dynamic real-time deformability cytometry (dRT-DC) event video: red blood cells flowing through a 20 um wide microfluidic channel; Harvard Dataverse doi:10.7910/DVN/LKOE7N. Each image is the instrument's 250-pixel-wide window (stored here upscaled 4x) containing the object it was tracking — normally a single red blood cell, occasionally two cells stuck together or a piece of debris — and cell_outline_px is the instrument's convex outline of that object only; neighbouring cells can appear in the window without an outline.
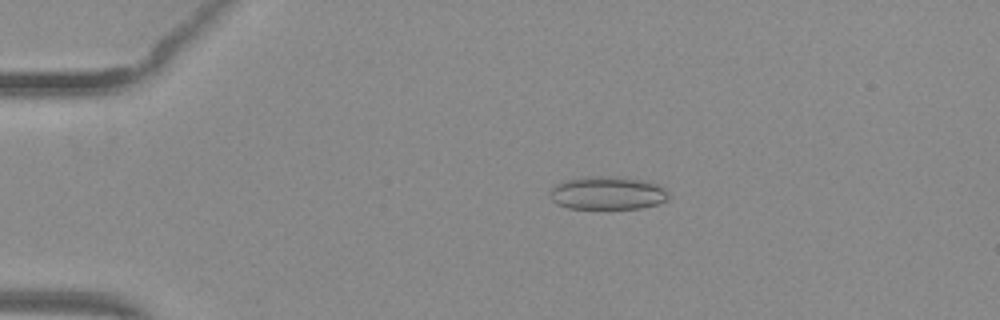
{"species": "common noctule bat (a hibernating species)", "species_latin": "Nyctalus noctula", "temperature_condition": "warm", "stored_images_in_passage": 51, "camera_frame_rate_fps": 3000, "um_per_image_px": 0.085, "animal": {"sex": "female", "body_mass_g": 29.2, "forearm_length_mm": 56.3}, "frame": {"image": 1, "passage_image": 10, "time_ms": 3.0, "image_size_px": [1000, 320], "cell_outline_px": [[668, 200], [656, 204], [640, 208], [568, 208], [556, 204], [552, 200], [552, 188], [556, 184], [568, 180], [588, 176], [640, 180], [656, 184], [664, 188], [668, 192]], "centroid_in_image_um": [51.64, 16.43], "position_along_channel_um": 33.4, "area_um2": 22.2}}
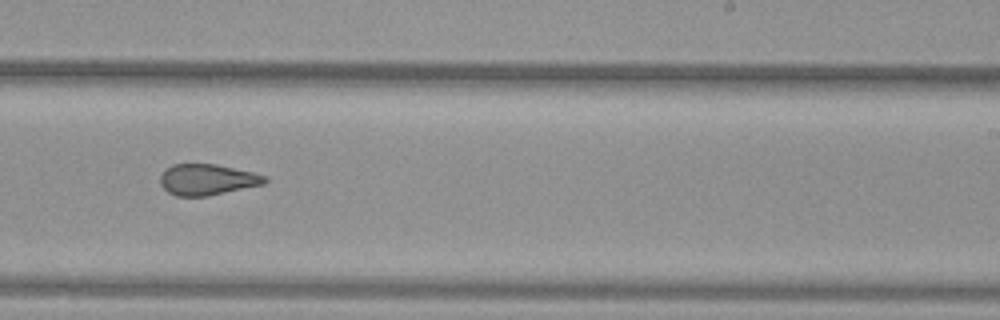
{"frame": {"image": 2, "passage_image": 32, "time_ms": 10.333, "image_size_px": [1000, 320], "cell_outline_px": [[268, 180], [264, 184], [208, 196], [176, 196], [168, 192], [160, 184], [160, 176], [164, 168], [172, 164], [216, 164], [252, 172], [268, 176]], "centroid_in_image_um": [17.6, 15.26], "position_along_channel_um": 271.4, "area_um2": 19.02}}
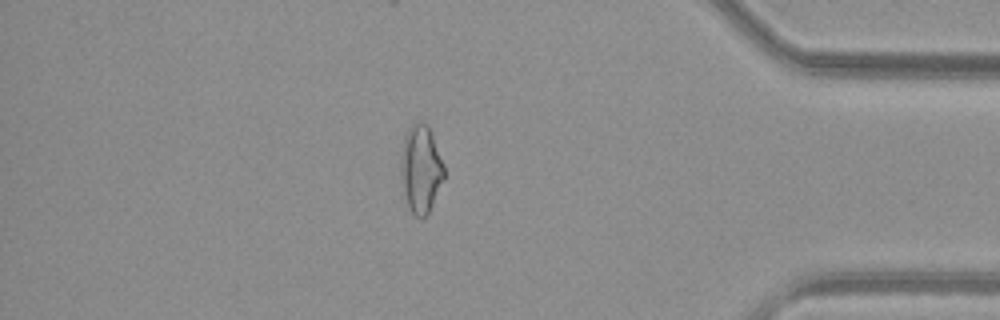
{"frame": {"image": 3, "passage_image": 44, "time_ms": 14.333, "image_size_px": [1000, 320], "cell_outline_px": [[444, 176], [432, 204], [428, 212], [424, 216], [416, 216], [408, 208], [400, 176], [400, 168], [404, 136], [408, 128], [412, 124], [428, 124], [444, 164]], "centroid_in_image_um": [35.75, 14.35], "position_along_channel_um": 399.4, "area_um2": 21.68}, "authors_computed_cell_mechanics": {"area_um2": 21.3282, "velocity_mm_per_s": 4.0016, "shape_relaxation_time_tau1_ms": null, "shape_relaxation_time_tau2_ms": 1.4497, "deformation_change_tau1": null, "deformation_change_tau2": 0.0895}}